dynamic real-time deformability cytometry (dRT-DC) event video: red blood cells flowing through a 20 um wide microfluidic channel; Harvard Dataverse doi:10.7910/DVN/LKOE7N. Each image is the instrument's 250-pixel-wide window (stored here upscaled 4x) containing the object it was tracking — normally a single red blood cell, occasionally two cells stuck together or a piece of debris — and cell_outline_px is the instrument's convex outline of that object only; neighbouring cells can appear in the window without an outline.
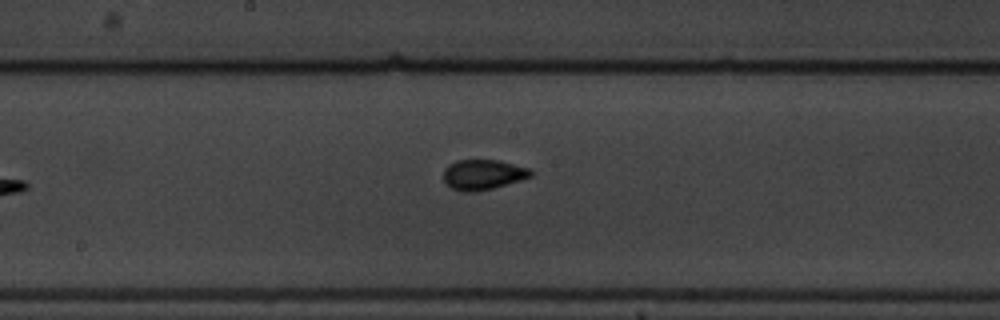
{"species": "common noctule bat (a hibernating species)", "species_latin": "Nyctalus noctula", "temperature_condition": "warm", "stored_images_in_passage": 10, "camera_frame_rate_fps": 3000, "um_per_image_px": 0.085, "animal": {"sex": "male", "body_mass_g": 19.5, "forearm_length_mm": 54.6}, "frame": {"image": 1, "passage_image": 10, "time_ms": 3.0, "image_size_px": [1000, 320], "cell_outline_px": [[536, 172], [532, 176], [520, 180], [492, 188], [476, 192], [460, 192], [452, 188], [444, 180], [444, 168], [448, 164], [456, 160], [500, 160], [528, 168]], "centroid_in_image_um": [41.06, 14.83], "position_along_channel_um": 207.1, "area_um2": 15.43}}